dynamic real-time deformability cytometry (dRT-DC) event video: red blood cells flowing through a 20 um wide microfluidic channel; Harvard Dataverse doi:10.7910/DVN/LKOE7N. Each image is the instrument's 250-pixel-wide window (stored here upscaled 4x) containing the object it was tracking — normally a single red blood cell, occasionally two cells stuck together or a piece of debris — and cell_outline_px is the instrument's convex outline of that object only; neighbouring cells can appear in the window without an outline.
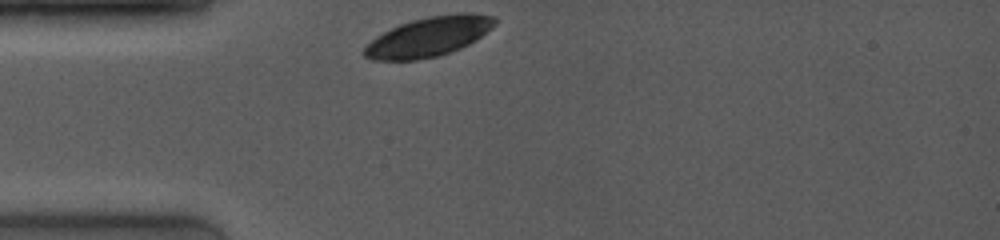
{"species": "common noctule bat (a hibernating species)", "species_latin": "Nyctalus noctula", "temperature_condition": "room temperature", "stored_images_in_passage": 64, "camera_frame_rate_fps": 4000, "um_per_image_px": 0.085, "animal": {"sex": "female", "body_mass_g": 19.0, "forearm_length_mm": 53.3}, "frame": {"image": 1, "passage_image": 1, "time_ms": 0.0, "image_size_px": [1000, 240], "cell_outline_px": [[496, 24], [492, 28], [476, 40], [460, 48], [440, 56], [416, 60], [372, 60], [364, 56], [360, 52], [376, 36], [400, 24], [412, 20], [428, 16], [460, 12], [468, 12], [492, 16], [496, 20]], "centroid_in_image_um": [36.44, 3.12], "position_along_channel_um": 48.6, "area_um2": 30.17}}
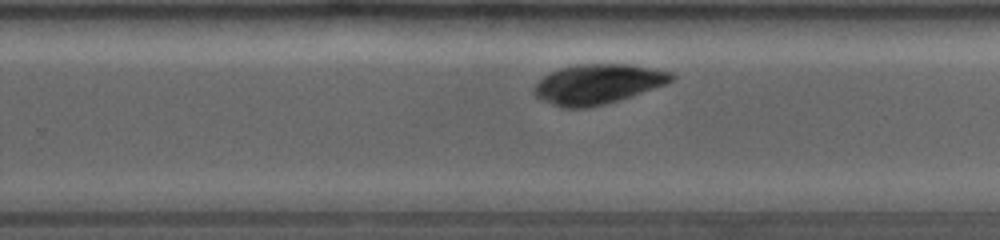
{"frame": {"image": 2, "passage_image": 42, "time_ms": 6.25, "image_size_px": [1000, 240], "cell_outline_px": [[676, 76], [668, 84], [620, 100], [588, 108], [560, 108], [540, 100], [532, 92], [532, 84], [544, 76], [560, 68], [572, 64], [632, 64], [672, 72]], "centroid_in_image_um": [50.78, 7.15], "position_along_channel_um": 279.0, "area_um2": 32.48}}
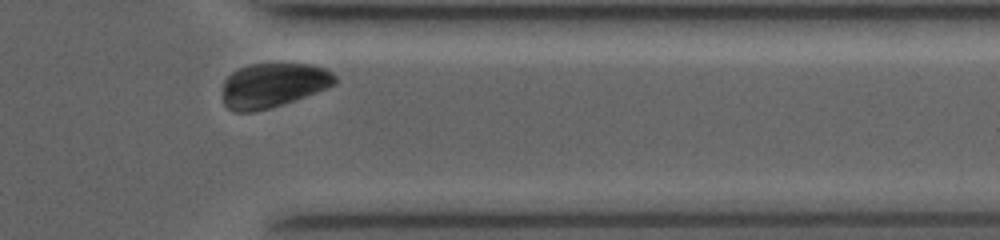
{"frame": {"image": 3, "passage_image": 58, "time_ms": 9.0, "image_size_px": [1000, 240], "cell_outline_px": [[336, 84], [316, 92], [256, 112], [236, 112], [228, 108], [224, 104], [224, 80], [232, 72], [240, 68], [252, 64], [312, 64], [324, 68], [332, 72], [336, 76]], "centroid_in_image_um": [23.22, 7.24], "position_along_channel_um": 388.2, "area_um2": 28.73}}